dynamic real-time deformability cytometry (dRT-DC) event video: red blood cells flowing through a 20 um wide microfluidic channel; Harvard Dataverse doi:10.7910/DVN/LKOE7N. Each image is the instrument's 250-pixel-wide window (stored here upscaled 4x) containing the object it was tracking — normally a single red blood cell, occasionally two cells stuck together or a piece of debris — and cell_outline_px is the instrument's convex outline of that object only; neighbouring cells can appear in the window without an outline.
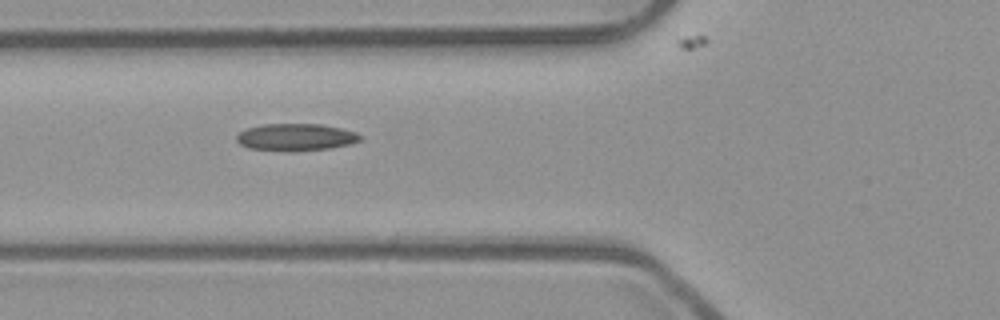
{"species": "common noctule bat (a hibernating species)", "species_latin": "Nyctalus noctula", "temperature_condition": "room temperature", "stored_images_in_passage": 8, "camera_frame_rate_fps": 3000, "um_per_image_px": 0.085, "animal": {"sex": "male", "body_mass_g": 23.1, "forearm_length_mm": 52.7}, "frame": {"image": 1, "passage_image": 5, "time_ms": 1.333, "image_size_px": [1000, 320], "cell_outline_px": [[360, 140], [348, 144], [328, 148], [292, 152], [252, 148], [240, 144], [236, 140], [236, 136], [240, 132], [248, 128], [264, 124], [320, 124], [340, 128], [356, 132], [360, 136]], "centroid_in_image_um": [25.13, 11.66], "position_along_channel_um": 100.7, "area_um2": 19.31}}
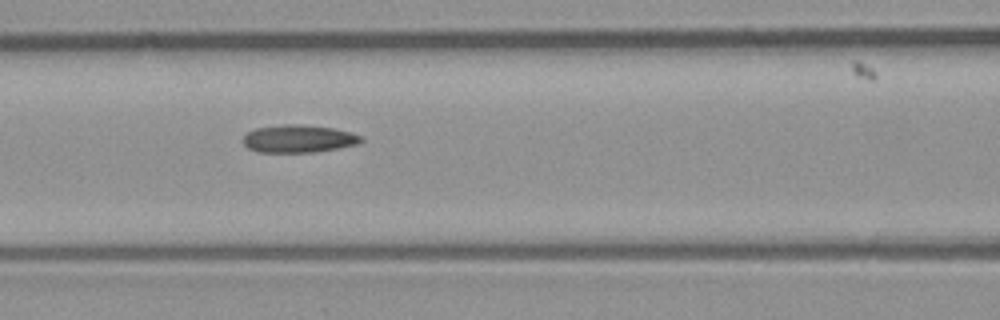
{"frame": {"image": 2, "passage_image": 6, "time_ms": 1.667, "image_size_px": [1000, 320], "cell_outline_px": [[364, 140], [356, 144], [336, 148], [312, 152], [256, 152], [248, 148], [240, 140], [248, 132], [256, 128], [284, 124], [300, 124], [332, 128], [352, 132], [364, 136]], "centroid_in_image_um": [25.36, 11.79], "position_along_channel_um": 141.2, "area_um2": 19.07}}
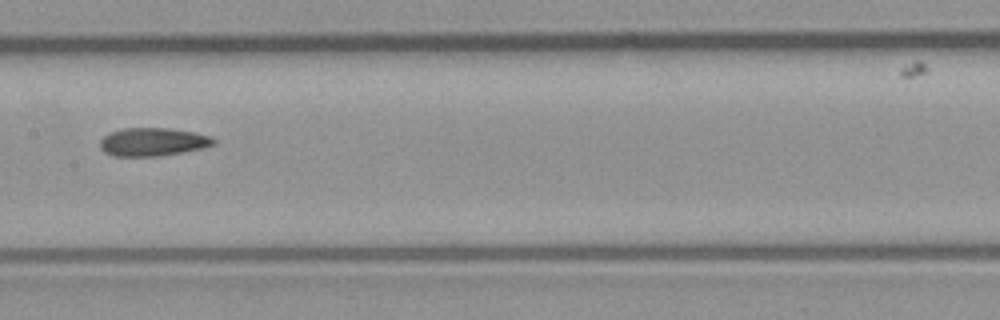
{"frame": {"image": 3, "passage_image": 7, "time_ms": 2.0, "image_size_px": [1000, 320], "cell_outline_px": [[216, 144], [204, 148], [156, 156], [112, 156], [104, 152], [100, 148], [100, 140], [108, 132], [120, 128], [168, 128], [196, 132], [212, 136], [216, 140]], "centroid_in_image_um": [12.99, 12.05], "position_along_channel_um": 194.4, "area_um2": 18.9}}